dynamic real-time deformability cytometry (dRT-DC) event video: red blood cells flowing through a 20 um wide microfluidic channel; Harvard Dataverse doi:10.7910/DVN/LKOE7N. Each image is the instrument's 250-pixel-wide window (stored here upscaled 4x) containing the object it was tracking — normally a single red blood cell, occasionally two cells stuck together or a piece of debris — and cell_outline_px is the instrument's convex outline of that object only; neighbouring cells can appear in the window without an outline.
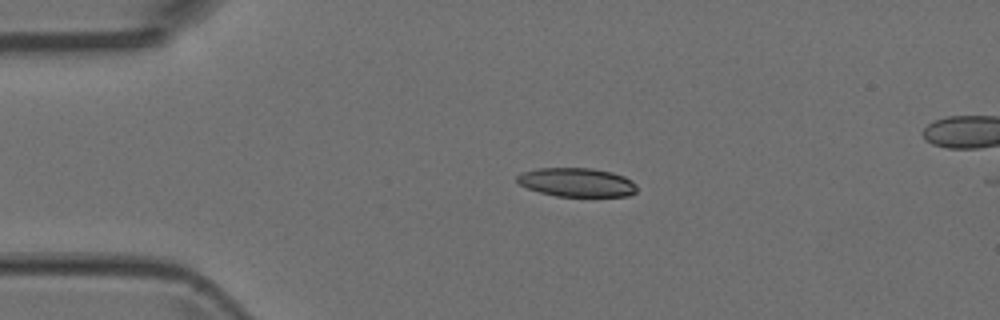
{"species": "Egyptian fruit bat (a non-hibernating species)", "species_latin": "Rousettus aegyptiacus", "temperature_condition": "room temperature", "stored_images_in_passage": 3, "camera_frame_rate_fps": 3000, "um_per_image_px": 0.085, "animal": {"sex": "female"}, "frame": {"image": 1, "passage_image": 2, "time_ms": 0.333, "image_size_px": [1000, 320], "cell_outline_px": [[636, 192], [628, 196], [556, 196], [540, 192], [528, 188], [520, 184], [516, 180], [516, 176], [520, 172], [536, 168], [592, 168], [612, 172], [624, 176], [632, 180], [636, 184]], "centroid_in_image_um": [49.02, 15.49], "position_along_channel_um": 36.0, "area_um2": 20.23}}